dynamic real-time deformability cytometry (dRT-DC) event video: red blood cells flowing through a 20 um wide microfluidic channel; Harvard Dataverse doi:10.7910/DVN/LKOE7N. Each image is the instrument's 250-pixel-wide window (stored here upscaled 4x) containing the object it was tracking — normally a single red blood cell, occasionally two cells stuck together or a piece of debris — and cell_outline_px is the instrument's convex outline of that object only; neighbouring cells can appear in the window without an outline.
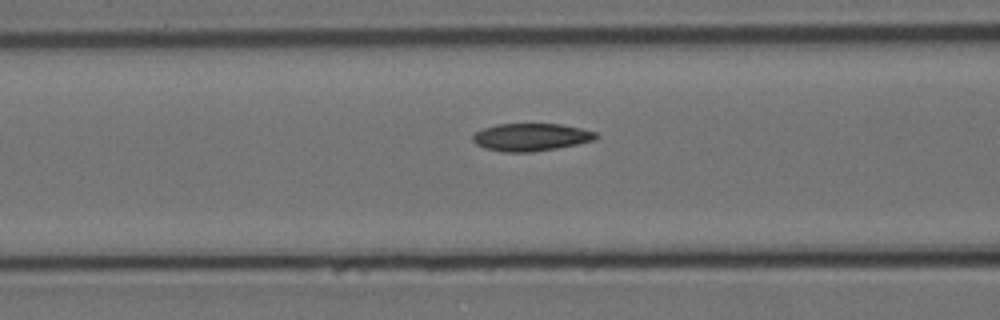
{"species": "Egyptian fruit bat (a non-hibernating species)", "species_latin": "Rousettus aegyptiacus", "temperature_condition": "cold", "stored_images_in_passage": 22, "camera_frame_rate_fps": 3000, "um_per_image_px": 0.085, "animal": {"sex": "female"}, "frame": {"image": 1, "passage_image": 5, "time_ms": 1.333, "image_size_px": [1000, 320], "cell_outline_px": [[600, 136], [596, 140], [556, 148], [532, 152], [504, 152], [484, 148], [476, 144], [472, 140], [472, 136], [476, 132], [484, 128], [496, 124], [560, 124], [580, 128], [596, 132]], "centroid_in_image_um": [45.14, 11.66], "position_along_channel_um": 121.5, "area_um2": 19.83}}
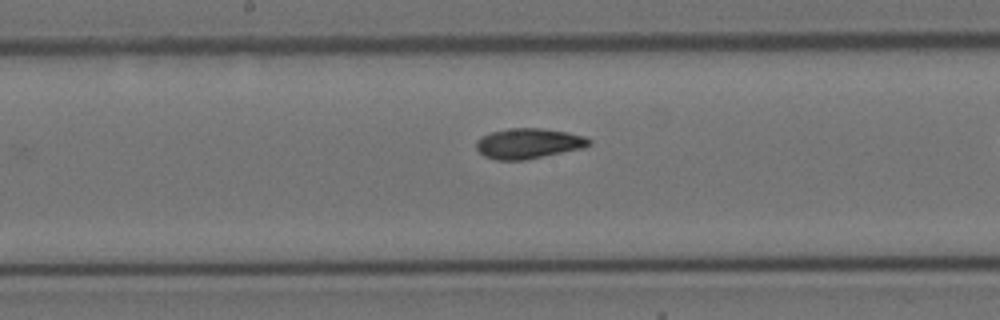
{"frame": {"image": 2, "passage_image": 12, "time_ms": 3.667, "image_size_px": [1000, 320], "cell_outline_px": [[592, 144], [584, 148], [524, 160], [496, 160], [484, 156], [476, 148], [476, 140], [480, 136], [492, 132], [512, 128], [544, 128], [568, 132], [584, 136], [592, 140]], "centroid_in_image_um": [44.94, 12.19], "position_along_channel_um": 203.3, "area_um2": 20.06}}
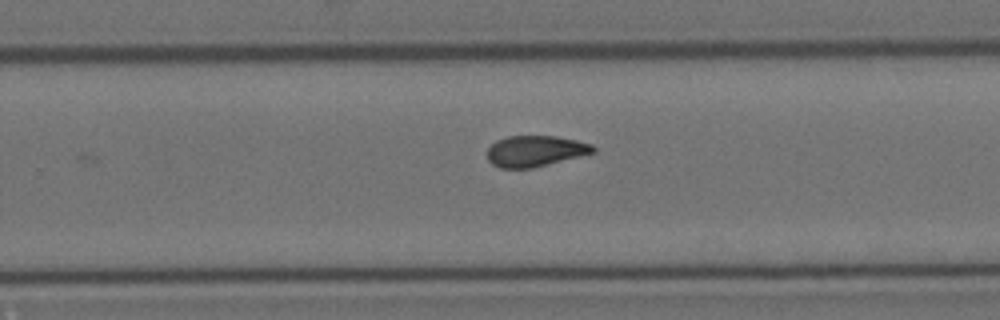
{"frame": {"image": 3, "passage_image": 19, "time_ms": 6.0, "image_size_px": [1000, 320], "cell_outline_px": [[596, 152], [532, 168], [500, 168], [492, 164], [488, 160], [488, 148], [496, 140], [508, 136], [556, 136], [576, 140], [592, 144], [596, 148]], "centroid_in_image_um": [45.5, 12.83], "position_along_channel_um": 284.3, "area_um2": 19.07}}